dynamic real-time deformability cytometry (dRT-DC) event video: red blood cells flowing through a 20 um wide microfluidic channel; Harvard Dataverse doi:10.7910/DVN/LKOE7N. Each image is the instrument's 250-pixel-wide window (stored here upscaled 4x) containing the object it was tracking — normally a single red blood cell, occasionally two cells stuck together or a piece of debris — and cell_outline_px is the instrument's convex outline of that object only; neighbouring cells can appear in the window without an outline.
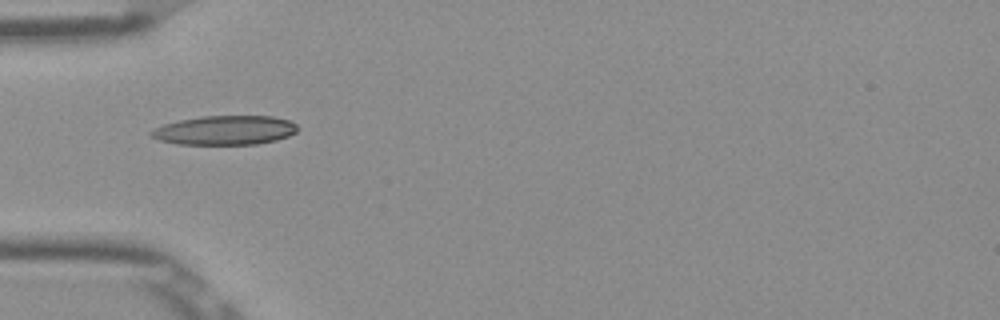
{"species": "Egyptian fruit bat (a non-hibernating species)", "species_latin": "Rousettus aegyptiacus", "temperature_condition": "room temperature", "stored_images_in_passage": 36, "camera_frame_rate_fps": 3000, "um_per_image_px": 0.085, "frame": {"image": 1, "passage_image": 1, "time_ms": 0.0, "image_size_px": [1000, 320], "cell_outline_px": [[300, 128], [296, 132], [288, 136], [276, 140], [256, 144], [176, 144], [160, 140], [152, 136], [148, 132], [152, 128], [164, 124], [180, 120], [200, 116], [272, 116], [288, 120], [296, 124]], "centroid_in_image_um": [19.11, 11.07], "position_along_channel_um": 65.9, "area_um2": 24.97}}
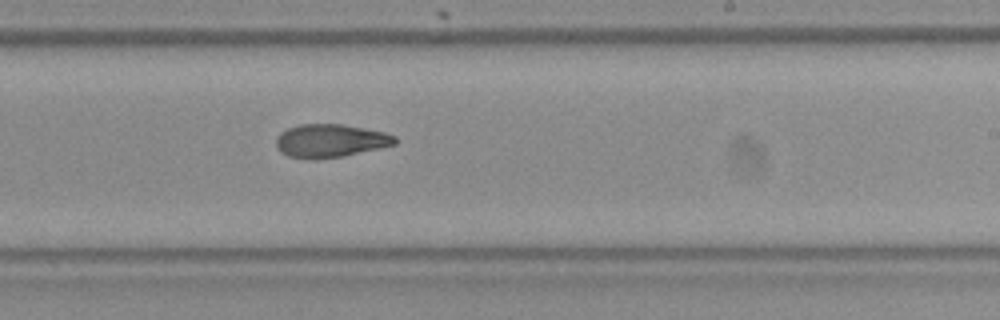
{"frame": {"image": 2, "passage_image": 16, "time_ms": 5.0, "image_size_px": [1000, 320], "cell_outline_px": [[396, 144], [380, 148], [340, 156], [316, 160], [308, 160], [288, 156], [280, 152], [276, 148], [276, 136], [280, 132], [288, 128], [300, 124], [340, 124], [384, 132], [396, 136]], "centroid_in_image_um": [28.02, 11.97], "position_along_channel_um": 261.0, "area_um2": 23.06}}
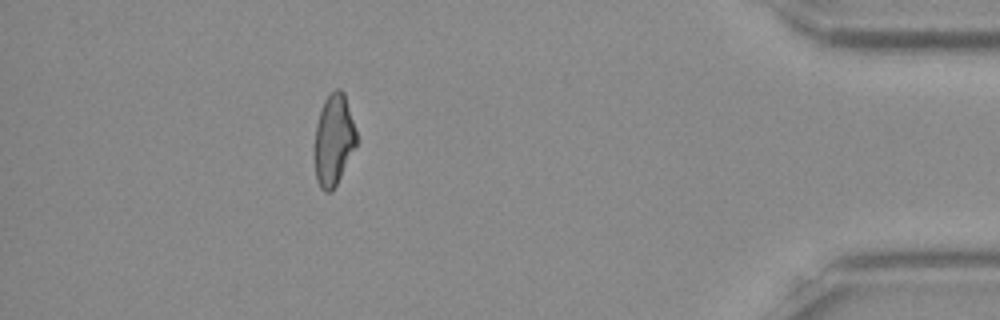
{"frame": {"image": 3, "passage_image": 31, "time_ms": 10.0, "image_size_px": [1000, 320], "cell_outline_px": [[356, 148], [332, 192], [324, 192], [320, 188], [316, 180], [312, 148], [316, 124], [324, 100], [336, 88], [340, 88], [344, 92], [356, 132]], "centroid_in_image_um": [28.32, 11.94], "position_along_channel_um": 406.9, "area_um2": 22.72}, "authors_computed_cell_mechanics": {"area_um2": 23.3223, "velocity_mm_per_s": 3.8946, "shape_relaxation_time_tau1_ms": null, "shape_relaxation_time_tau2_ms": 3.7203, "deformation_change_tau1": null, "deformation_change_tau2": 0.109}}